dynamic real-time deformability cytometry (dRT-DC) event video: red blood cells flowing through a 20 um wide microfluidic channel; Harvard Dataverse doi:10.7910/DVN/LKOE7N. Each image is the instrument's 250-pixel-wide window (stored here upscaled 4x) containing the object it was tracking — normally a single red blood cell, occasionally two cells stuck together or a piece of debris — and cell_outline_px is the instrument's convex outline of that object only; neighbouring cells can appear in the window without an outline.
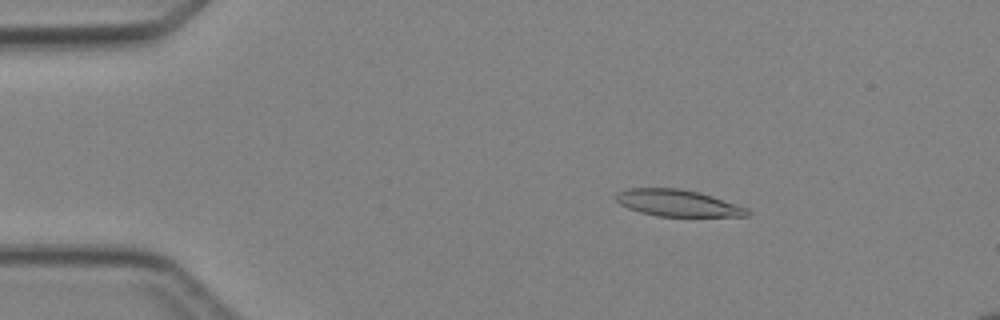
{"species": "Egyptian fruit bat (a non-hibernating species)", "species_latin": "Rousettus aegyptiacus", "temperature_condition": "cold", "stored_images_in_passage": 47, "camera_frame_rate_fps": 3000, "um_per_image_px": 0.085, "animal": {"sex": "female"}, "frame": {"image": 1, "passage_image": 8, "time_ms": 2.333, "image_size_px": [1000, 320], "cell_outline_px": [[748, 216], [656, 216], [640, 212], [628, 208], [620, 204], [616, 200], [616, 192], [628, 188], [680, 188], [700, 192], [748, 208]], "centroid_in_image_um": [57.57, 17.25], "position_along_channel_um": 27.4, "area_um2": 20.35}}
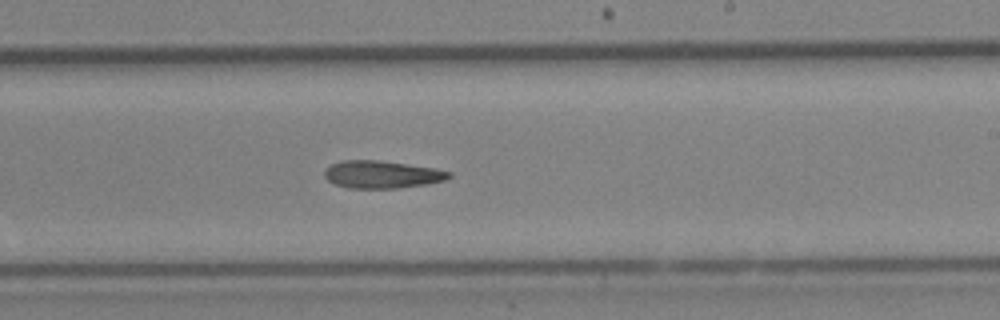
{"frame": {"image": 2, "passage_image": 28, "time_ms": 9.0, "image_size_px": [1000, 320], "cell_outline_px": [[452, 176], [444, 180], [428, 184], [396, 188], [348, 188], [336, 184], [328, 180], [324, 176], [324, 168], [340, 160], [376, 160], [436, 168], [452, 172]], "centroid_in_image_um": [32.46, 14.82], "position_along_channel_um": 256.5, "area_um2": 20.0}}
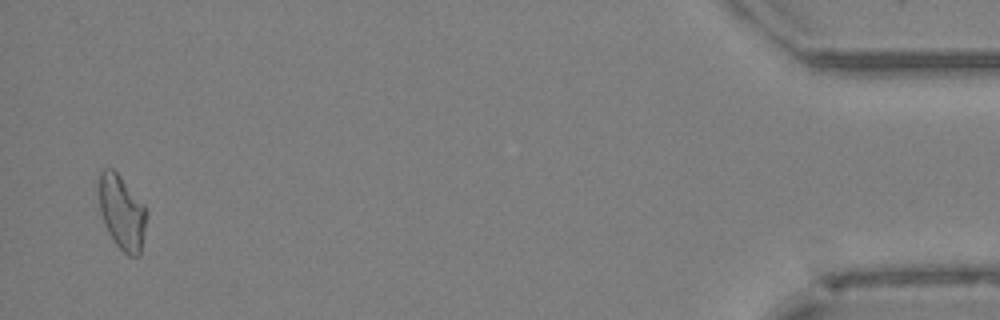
{"frame": {"image": 3, "passage_image": 45, "time_ms": 14.667, "image_size_px": [1000, 320], "cell_outline_px": [[148, 212], [140, 256], [128, 256], [116, 244], [108, 232], [104, 224], [100, 212], [100, 172], [104, 168], [112, 168], [120, 176], [144, 204]], "centroid_in_image_um": [10.39, 18.08], "position_along_channel_um": 424.8, "area_um2": 20.52}}